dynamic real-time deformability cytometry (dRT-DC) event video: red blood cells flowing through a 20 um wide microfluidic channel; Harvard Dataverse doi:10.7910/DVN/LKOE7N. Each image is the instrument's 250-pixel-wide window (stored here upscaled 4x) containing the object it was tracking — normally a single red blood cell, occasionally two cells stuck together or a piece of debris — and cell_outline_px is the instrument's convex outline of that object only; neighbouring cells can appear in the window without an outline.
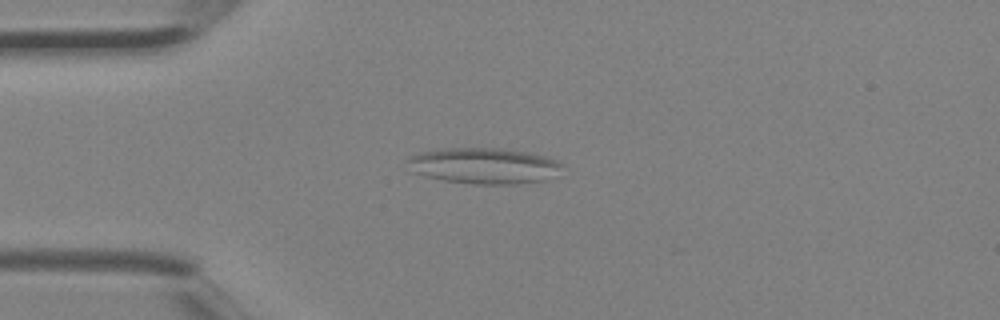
{"species": "Egyptian fruit bat (a non-hibernating species)", "species_latin": "Rousettus aegyptiacus", "temperature_condition": "room temperature", "stored_images_in_passage": 2, "camera_frame_rate_fps": 3000, "um_per_image_px": 0.085, "animal": {"sex": "female"}, "frame": {"image": 1, "passage_image": 2, "time_ms": 0.333, "image_size_px": [1000, 320], "cell_outline_px": [[564, 164], [556, 176], [544, 180], [516, 184], [472, 184], [444, 180], [424, 176], [408, 172], [408, 156], [420, 152], [444, 148], [496, 148], [524, 152], [544, 156], [556, 160]], "centroid_in_image_um": [41.09, 14.1], "position_along_channel_um": 43.9, "area_um2": 32.6}}